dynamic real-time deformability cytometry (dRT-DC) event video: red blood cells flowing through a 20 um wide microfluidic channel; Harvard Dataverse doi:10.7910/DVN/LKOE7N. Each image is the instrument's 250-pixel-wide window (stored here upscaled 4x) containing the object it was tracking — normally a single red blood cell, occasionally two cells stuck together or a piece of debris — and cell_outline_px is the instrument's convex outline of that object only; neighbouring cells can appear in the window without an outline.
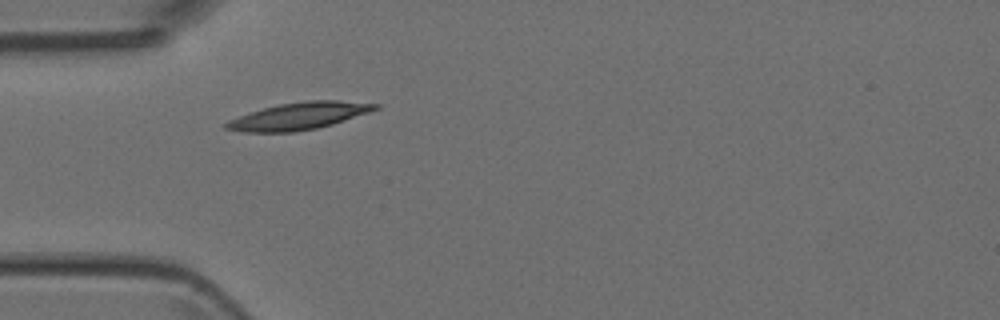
{"species": "Egyptian fruit bat (a non-hibernating species)", "species_latin": "Rousettus aegyptiacus", "temperature_condition": "room temperature", "stored_images_in_passage": 3, "camera_frame_rate_fps": 3000, "um_per_image_px": 0.085, "animal": {"sex": "female"}, "frame": {"image": 1, "passage_image": 1, "time_ms": 0.0, "image_size_px": [1000, 320], "cell_outline_px": [[380, 108], [372, 112], [332, 124], [316, 128], [292, 132], [244, 132], [224, 128], [224, 124], [228, 120], [264, 108], [280, 104], [308, 100], [340, 100], [380, 104]], "centroid_in_image_um": [25.47, 9.85], "position_along_channel_um": 59.5, "area_um2": 23.47}}
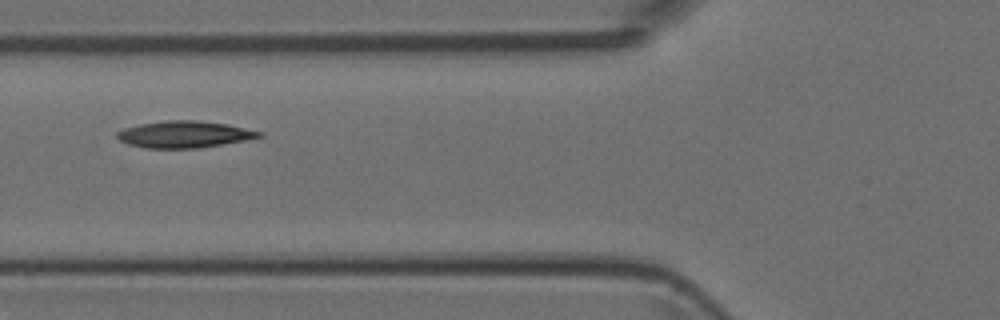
{"frame": {"image": 2, "passage_image": 2, "time_ms": 1.333, "image_size_px": [1000, 320], "cell_outline_px": [[264, 136], [244, 140], [196, 148], [144, 148], [128, 144], [120, 140], [116, 136], [116, 132], [124, 128], [140, 124], [168, 120], [196, 120], [228, 124], [264, 132]], "centroid_in_image_um": [15.66, 11.41], "position_along_channel_um": 110.1, "area_um2": 22.02}}
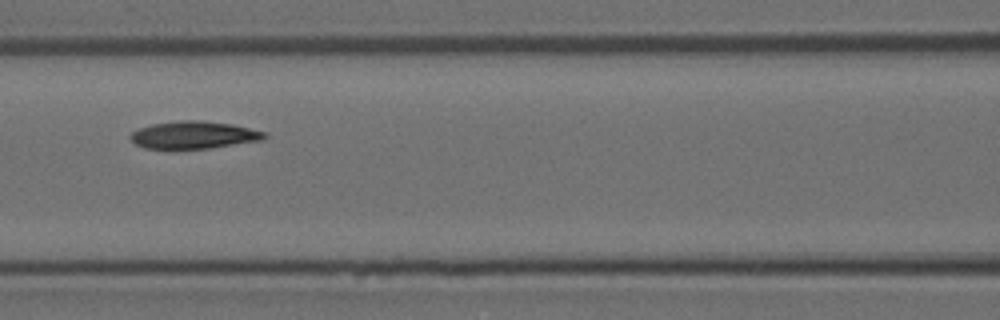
{"frame": {"image": 3, "passage_image": 3, "time_ms": 2.333, "image_size_px": [1000, 320], "cell_outline_px": [[268, 136], [264, 140], [208, 148], [144, 148], [136, 144], [128, 136], [132, 132], [140, 128], [152, 124], [180, 120], [200, 120], [232, 124], [268, 132]], "centroid_in_image_um": [16.52, 11.46], "position_along_channel_um": 150.1, "area_um2": 21.39}}